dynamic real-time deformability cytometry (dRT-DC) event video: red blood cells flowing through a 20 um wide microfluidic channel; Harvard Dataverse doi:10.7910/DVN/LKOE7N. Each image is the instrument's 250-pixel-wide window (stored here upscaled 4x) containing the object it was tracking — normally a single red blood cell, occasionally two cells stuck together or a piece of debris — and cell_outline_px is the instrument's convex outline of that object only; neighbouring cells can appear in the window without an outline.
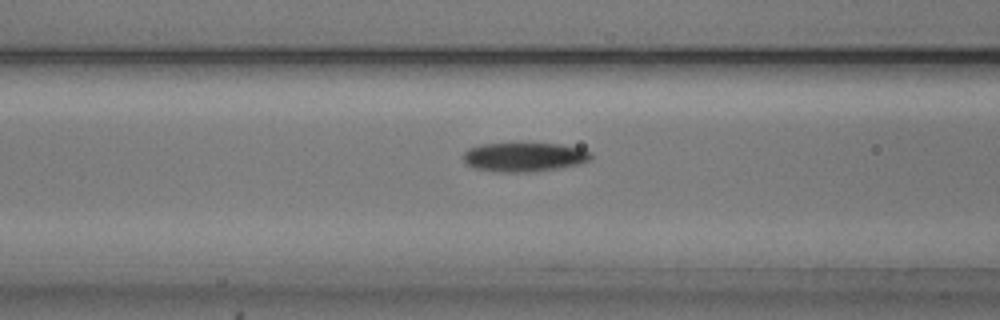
{"species": "common noctule bat (a hibernating species)", "species_latin": "Nyctalus noctula", "temperature_condition": "cold", "stored_images_in_passage": 39, "camera_frame_rate_fps": 3000, "um_per_image_px": 0.085, "animal": {"sex": "male", "body_mass_g": 20.5, "forearm_length_mm": 52.5}, "frame": {"image": 1, "passage_image": 7, "time_ms": 2.0, "image_size_px": [1000, 320], "cell_outline_px": [[592, 156], [588, 160], [580, 164], [560, 168], [536, 172], [500, 172], [472, 168], [464, 164], [464, 152], [468, 148], [480, 144], [516, 140], [560, 144], [580, 148], [592, 152]], "centroid_in_image_um": [44.52, 13.3], "position_along_channel_um": 122.1, "area_um2": 22.95}}
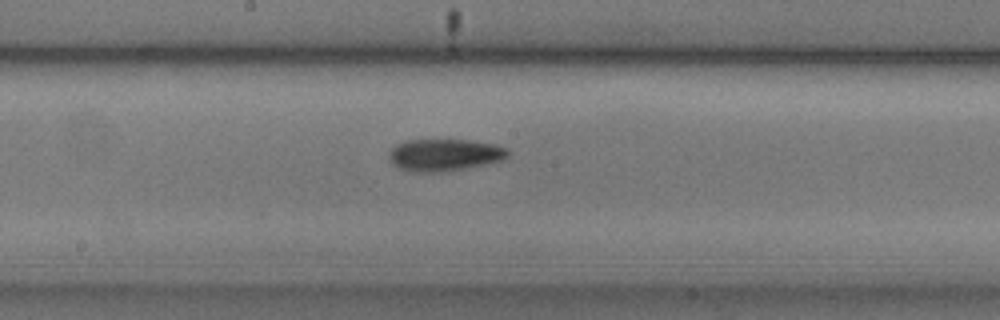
{"frame": {"image": 2, "passage_image": 14, "time_ms": 4.333, "image_size_px": [1000, 320], "cell_outline_px": [[508, 156], [500, 160], [484, 164], [464, 168], [440, 172], [408, 172], [396, 168], [392, 164], [388, 156], [388, 152], [396, 144], [408, 140], [468, 140], [496, 144], [508, 148]], "centroid_in_image_um": [37.72, 13.17], "position_along_channel_um": 210.5, "area_um2": 22.31}}
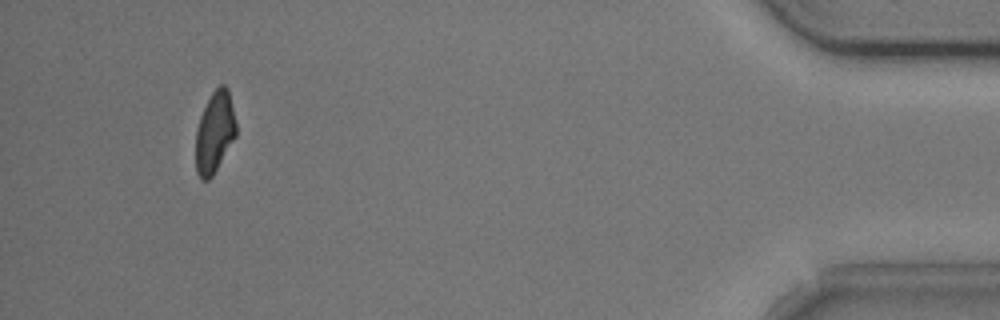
{"frame": {"image": 3, "passage_image": 36, "time_ms": 11.667, "image_size_px": [1000, 320], "cell_outline_px": [[236, 136], [212, 176], [208, 180], [200, 180], [196, 172], [196, 128], [200, 116], [212, 92], [220, 84], [224, 84], [228, 88], [236, 120]], "centroid_in_image_um": [18.25, 11.24], "position_along_channel_um": 417.0, "area_um2": 19.13}, "authors_computed_cell_mechanics": {"area_um2": 21.8484, "velocity_mm_per_s": 3.78, "shape_relaxation_time_tau1_ms": 2.1337, "shape_relaxation_time_tau2_ms": 6.3856, "deformation_change_tau1": 0.0916, "deformation_change_tau2": 0.1356}}